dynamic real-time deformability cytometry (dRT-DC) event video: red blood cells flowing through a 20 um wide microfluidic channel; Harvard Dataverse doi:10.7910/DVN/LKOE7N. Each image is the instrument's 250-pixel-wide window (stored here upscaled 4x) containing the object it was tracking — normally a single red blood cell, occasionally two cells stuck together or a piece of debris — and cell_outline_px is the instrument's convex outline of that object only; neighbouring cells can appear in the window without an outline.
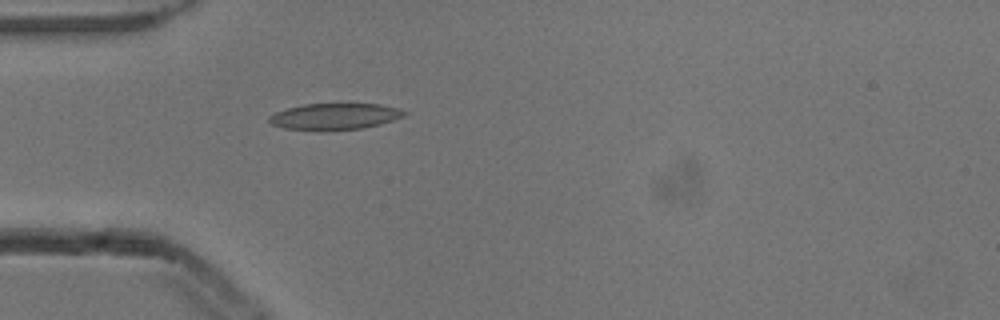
{"species": "common noctule bat (a hibernating species)", "species_latin": "Nyctalus noctula", "temperature_condition": "cold", "stored_images_in_passage": 1, "camera_frame_rate_fps": 3000, "um_per_image_px": 0.085, "animal": {"sex": "male", "body_mass_g": 13.3}, "frame": {"image": 1, "passage_image": 1, "time_ms": 0.0, "image_size_px": [1000, 320], "cell_outline_px": [[408, 112], [404, 116], [380, 124], [364, 128], [320, 132], [284, 128], [272, 124], [268, 120], [268, 116], [276, 112], [288, 108], [304, 104], [380, 104], [400, 108]], "centroid_in_image_um": [28.45, 9.92], "position_along_channel_um": 56.6, "area_um2": 21.1}}